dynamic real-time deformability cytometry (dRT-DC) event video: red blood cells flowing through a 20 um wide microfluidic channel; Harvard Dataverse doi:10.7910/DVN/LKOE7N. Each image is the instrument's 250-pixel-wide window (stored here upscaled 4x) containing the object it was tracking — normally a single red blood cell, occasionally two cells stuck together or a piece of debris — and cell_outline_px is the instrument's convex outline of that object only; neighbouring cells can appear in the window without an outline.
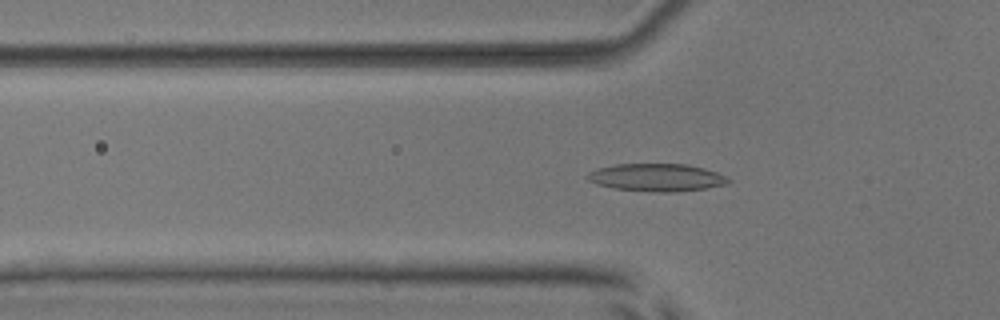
{"species": "common noctule bat (a hibernating species)", "species_latin": "Nyctalus noctula", "temperature_condition": "room temperature", "stored_images_in_passage": 37, "camera_frame_rate_fps": 3000, "um_per_image_px": 0.085, "animal": {"sex": "male", "body_mass_g": 17.9, "forearm_length_mm": 54.2}, "frame": {"image": 1, "passage_image": 2, "time_ms": 0.333, "image_size_px": [1000, 320], "cell_outline_px": [[732, 180], [724, 184], [704, 188], [676, 192], [656, 192], [612, 188], [596, 184], [588, 180], [588, 172], [596, 168], [616, 164], [688, 164], [704, 168], [716, 172]], "centroid_in_image_um": [55.78, 15.08], "position_along_channel_um": 70.0, "area_um2": 22.6}}
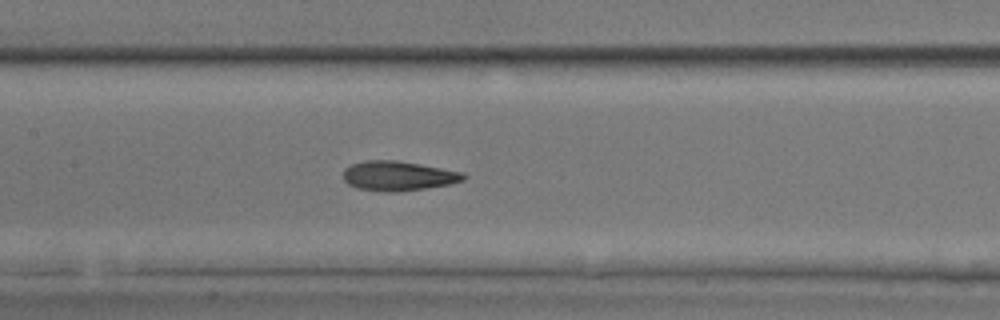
{"frame": {"image": 2, "passage_image": 10, "time_ms": 3.0, "image_size_px": [1000, 320], "cell_outline_px": [[468, 176], [464, 180], [452, 184], [400, 192], [384, 192], [360, 188], [348, 184], [344, 180], [344, 168], [352, 164], [364, 160], [396, 160], [420, 164], [464, 172]], "centroid_in_image_um": [33.89, 14.95], "position_along_channel_um": 173.5, "area_um2": 20.92}}
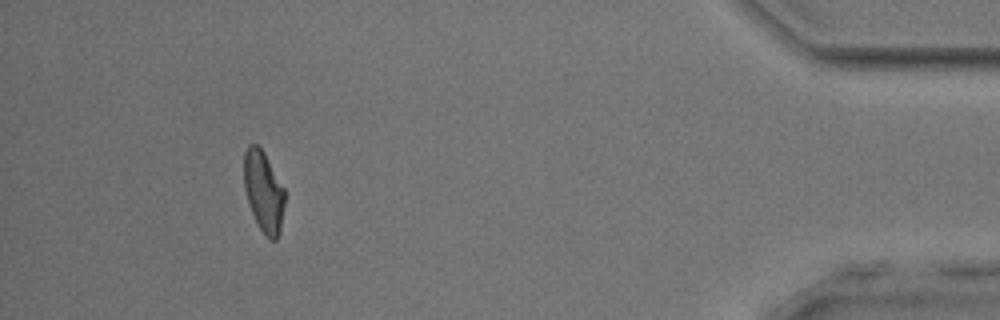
{"frame": {"image": 3, "passage_image": 33, "time_ms": 10.667, "image_size_px": [1000, 320], "cell_outline_px": [[284, 204], [280, 228], [276, 240], [268, 240], [256, 224], [244, 188], [244, 152], [248, 144], [256, 144], [264, 152], [284, 188]], "centroid_in_image_um": [22.39, 16.28], "position_along_channel_um": 412.8, "area_um2": 19.13}, "authors_computed_cell_mechanics": {"area_um2": 20.23, "velocity_mm_per_s": 3.8969, "shape_relaxation_time_tau1_ms": 3.8295, "shape_relaxation_time_tau2_ms": 2.116, "deformation_change_tau1": 0.1625, "deformation_change_tau2": 0.1019}}